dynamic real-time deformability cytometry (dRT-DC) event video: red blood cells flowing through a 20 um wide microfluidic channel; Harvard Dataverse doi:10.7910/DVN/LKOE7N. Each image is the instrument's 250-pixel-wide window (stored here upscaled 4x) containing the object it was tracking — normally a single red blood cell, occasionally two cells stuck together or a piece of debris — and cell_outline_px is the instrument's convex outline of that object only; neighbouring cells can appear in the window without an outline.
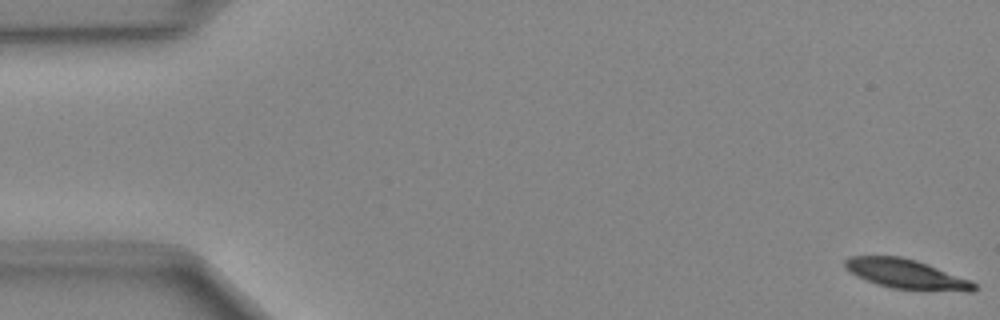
{"species": "Egyptian fruit bat (a non-hibernating species)", "species_latin": "Rousettus aegyptiacus", "temperature_condition": "cold", "stored_images_in_passage": 49, "camera_frame_rate_fps": 3000, "um_per_image_px": 0.085, "animal": {"sex": "female"}, "frame": {"image": 1, "passage_image": 1, "time_ms": 0.0, "image_size_px": [1000, 320], "cell_outline_px": [[976, 288], [972, 292], [968, 292], [892, 288], [876, 284], [856, 276], [844, 268], [844, 260], [848, 256], [900, 256], [916, 260], [972, 280], [976, 284]], "centroid_in_image_um": [77.03, 23.29], "position_along_channel_um": 8.0, "area_um2": 22.31}}
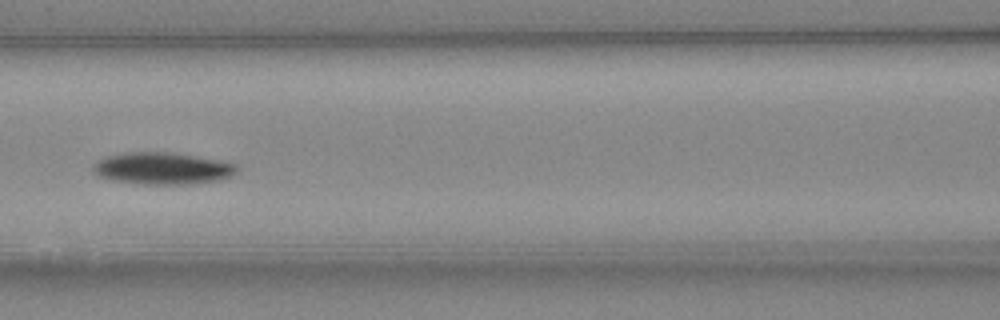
{"frame": {"image": 2, "passage_image": 22, "time_ms": 7.0, "image_size_px": [1000, 320], "cell_outline_px": [[240, 168], [232, 176], [220, 180], [192, 184], [144, 184], [112, 180], [100, 176], [92, 168], [100, 160], [108, 156], [128, 152], [168, 152], [216, 160], [236, 164]], "centroid_in_image_um": [13.86, 14.32], "position_along_channel_um": 152.7, "area_um2": 26.36}}
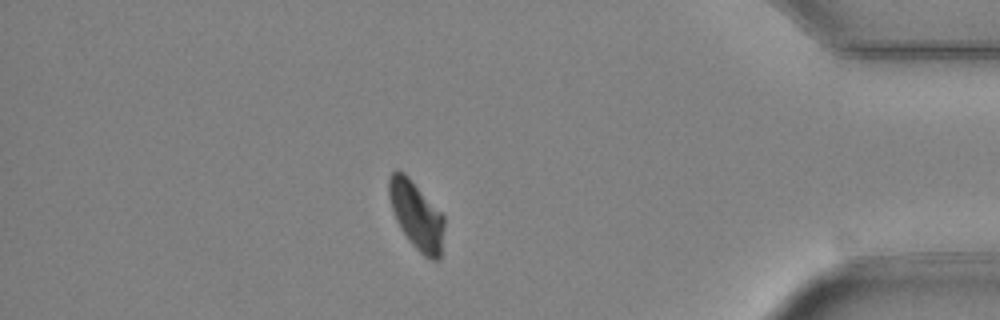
{"frame": {"image": 3, "passage_image": 43, "time_ms": 14.0, "image_size_px": [1000, 320], "cell_outline_px": [[444, 228], [440, 260], [432, 260], [424, 256], [408, 240], [400, 228], [396, 220], [388, 196], [388, 176], [396, 168], [404, 172], [408, 176], [444, 216]], "centroid_in_image_um": [35.38, 18.29], "position_along_channel_um": 399.8, "area_um2": 21.91}}